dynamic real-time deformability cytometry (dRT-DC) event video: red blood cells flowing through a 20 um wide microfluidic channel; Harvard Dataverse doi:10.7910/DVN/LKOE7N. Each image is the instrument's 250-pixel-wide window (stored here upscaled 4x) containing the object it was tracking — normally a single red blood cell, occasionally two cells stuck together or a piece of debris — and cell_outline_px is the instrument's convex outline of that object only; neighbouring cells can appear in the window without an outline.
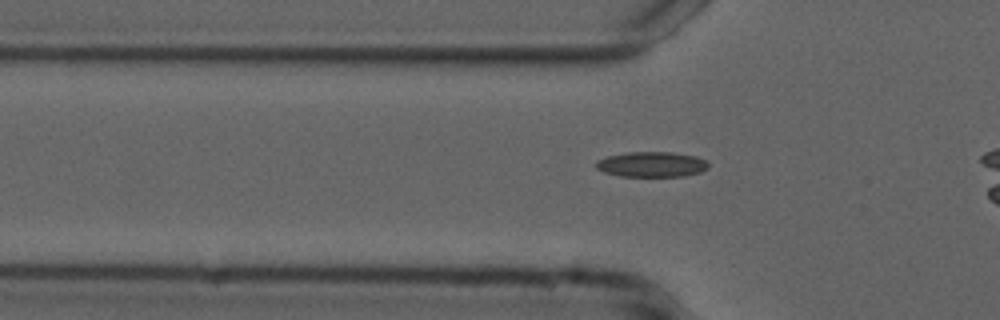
{"species": "common noctule bat (a hibernating species)", "species_latin": "Nyctalus noctula", "temperature_condition": "cold", "stored_images_in_passage": 43, "camera_frame_rate_fps": 3000, "um_per_image_px": 0.085, "animal": {"sex": "male", "forearm_length_mm": 52.5}, "frame": {"image": 1, "passage_image": 13, "time_ms": 4.0, "image_size_px": [1000, 320], "cell_outline_px": [[708, 168], [700, 172], [684, 176], [620, 176], [604, 172], [596, 168], [596, 160], [608, 156], [628, 152], [672, 152], [696, 156], [708, 160]], "centroid_in_image_um": [55.41, 13.97], "position_along_channel_um": 70.4, "area_um2": 16.59}}
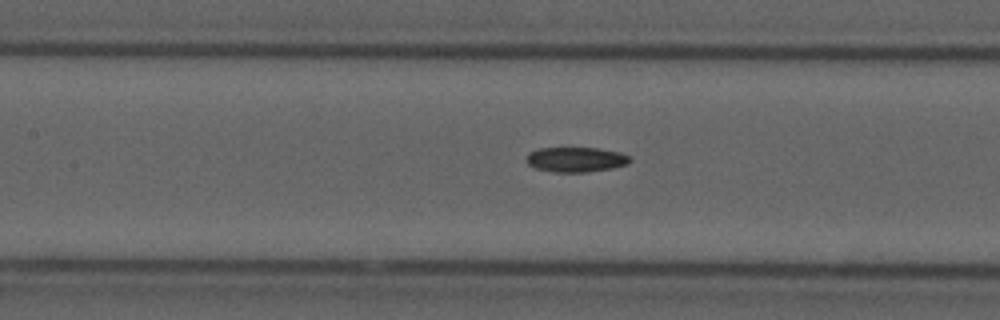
{"frame": {"image": 2, "passage_image": 20, "time_ms": 6.333, "image_size_px": [1000, 320], "cell_outline_px": [[632, 160], [628, 164], [612, 168], [584, 172], [556, 172], [536, 168], [528, 164], [524, 160], [528, 152], [536, 148], [596, 148], [620, 152], [628, 156]], "centroid_in_image_um": [48.91, 13.55], "position_along_channel_um": 158.5, "area_um2": 15.09}}
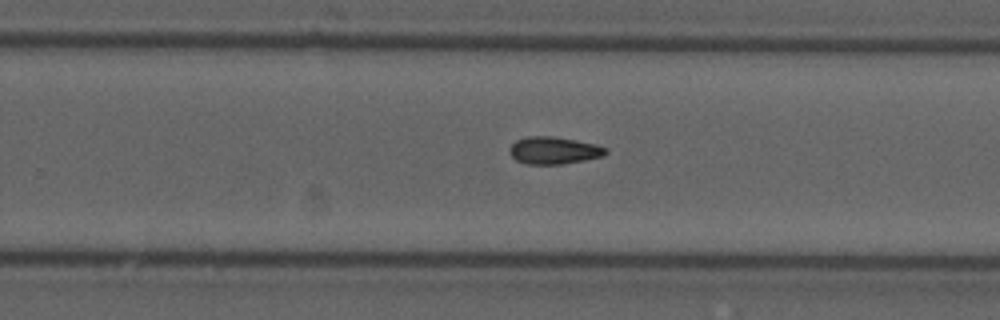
{"frame": {"image": 3, "passage_image": 30, "time_ms": 9.667, "image_size_px": [1000, 320], "cell_outline_px": [[608, 152], [604, 156], [584, 160], [560, 164], [528, 164], [516, 160], [508, 152], [508, 148], [516, 140], [528, 136], [556, 136], [596, 144], [608, 148]], "centroid_in_image_um": [47.08, 12.77], "position_along_channel_um": 282.7, "area_um2": 15.43}}